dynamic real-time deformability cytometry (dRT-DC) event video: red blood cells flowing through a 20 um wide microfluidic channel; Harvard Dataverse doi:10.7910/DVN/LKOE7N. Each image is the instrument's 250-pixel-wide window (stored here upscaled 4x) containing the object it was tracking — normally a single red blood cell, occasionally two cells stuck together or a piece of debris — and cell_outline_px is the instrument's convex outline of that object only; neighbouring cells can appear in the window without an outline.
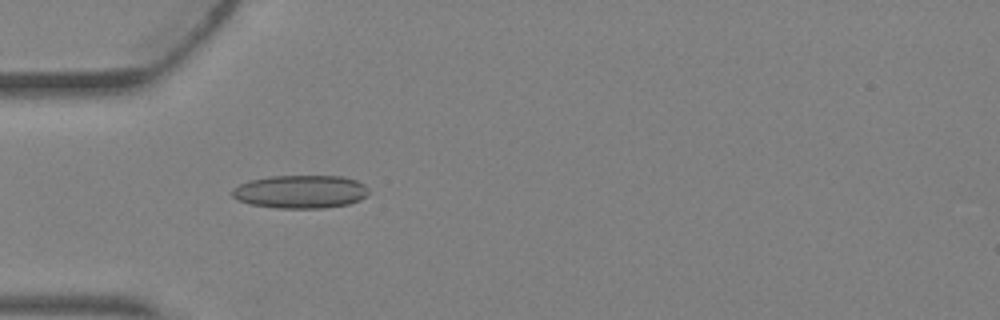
{"species": "Egyptian fruit bat (a non-hibernating species)", "species_latin": "Rousettus aegyptiacus", "temperature_condition": "warm", "stored_images_in_passage": 3, "camera_frame_rate_fps": 3000, "um_per_image_px": 0.085, "animal": {"sex": "female"}, "frame": {"image": 1, "passage_image": 3, "time_ms": 0.667, "image_size_px": [1000, 320], "cell_outline_px": [[368, 192], [360, 200], [348, 204], [324, 208], [276, 208], [252, 204], [236, 200], [232, 196], [232, 188], [248, 180], [268, 176], [344, 176], [356, 180], [364, 184]], "centroid_in_image_um": [25.51, 16.29], "position_along_channel_um": 59.5, "area_um2": 26.47}}